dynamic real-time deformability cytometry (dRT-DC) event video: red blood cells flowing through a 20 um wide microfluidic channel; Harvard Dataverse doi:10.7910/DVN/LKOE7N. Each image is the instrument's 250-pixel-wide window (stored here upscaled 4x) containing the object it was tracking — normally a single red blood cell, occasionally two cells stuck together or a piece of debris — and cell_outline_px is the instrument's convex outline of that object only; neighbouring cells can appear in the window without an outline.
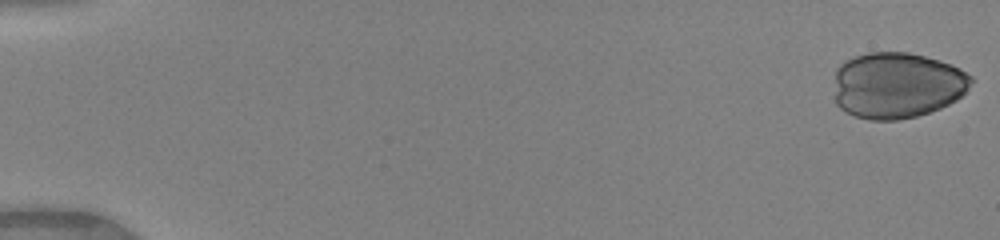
{"species": "human", "species_latin": "Homo sapiens", "temperature_condition": "warm", "stored_images_in_passage": 44, "camera_frame_rate_fps": 3000, "um_per_image_px": 0.085, "donor": {"sex": "female"}, "frame": {"image": 1, "passage_image": 1, "time_ms": 0.0, "image_size_px": [1000, 240], "cell_outline_px": [[972, 80], [968, 88], [956, 100], [940, 108], [916, 116], [896, 120], [868, 120], [844, 112], [836, 104], [836, 68], [840, 64], [856, 56], [868, 52], [908, 52], [924, 56], [952, 64], [960, 68], [972, 76]], "centroid_in_image_um": [76.25, 7.25], "position_along_channel_um": 8.7, "area_um2": 52.71}}